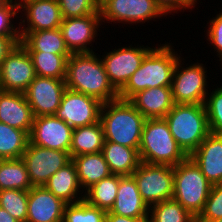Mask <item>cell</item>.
<instances>
[{"instance_id": "6da1fadb", "label": "cell", "mask_w": 222, "mask_h": 222, "mask_svg": "<svg viewBox=\"0 0 222 222\" xmlns=\"http://www.w3.org/2000/svg\"><path fill=\"white\" fill-rule=\"evenodd\" d=\"M95 52L73 53L68 58L65 83L68 89L106 103L119 98L111 85L101 56Z\"/></svg>"}, {"instance_id": "7a4b0ae2", "label": "cell", "mask_w": 222, "mask_h": 222, "mask_svg": "<svg viewBox=\"0 0 222 222\" xmlns=\"http://www.w3.org/2000/svg\"><path fill=\"white\" fill-rule=\"evenodd\" d=\"M166 42L153 47L144 57L140 67L118 92L120 99L129 100L141 90L159 86H171L173 73L180 55Z\"/></svg>"}, {"instance_id": "3957f363", "label": "cell", "mask_w": 222, "mask_h": 222, "mask_svg": "<svg viewBox=\"0 0 222 222\" xmlns=\"http://www.w3.org/2000/svg\"><path fill=\"white\" fill-rule=\"evenodd\" d=\"M145 119L129 100L117 98L103 103L100 121L104 142H115L139 150Z\"/></svg>"}, {"instance_id": "277c9868", "label": "cell", "mask_w": 222, "mask_h": 222, "mask_svg": "<svg viewBox=\"0 0 222 222\" xmlns=\"http://www.w3.org/2000/svg\"><path fill=\"white\" fill-rule=\"evenodd\" d=\"M141 162L176 166L189 156L178 145L165 118L145 119L139 146Z\"/></svg>"}, {"instance_id": "5b68a950", "label": "cell", "mask_w": 222, "mask_h": 222, "mask_svg": "<svg viewBox=\"0 0 222 222\" xmlns=\"http://www.w3.org/2000/svg\"><path fill=\"white\" fill-rule=\"evenodd\" d=\"M164 118L172 136L188 156L210 133L204 104H175Z\"/></svg>"}, {"instance_id": "8992f818", "label": "cell", "mask_w": 222, "mask_h": 222, "mask_svg": "<svg viewBox=\"0 0 222 222\" xmlns=\"http://www.w3.org/2000/svg\"><path fill=\"white\" fill-rule=\"evenodd\" d=\"M173 168L174 193L172 198L197 218L204 209L212 184L190 157Z\"/></svg>"}, {"instance_id": "52a82bcc", "label": "cell", "mask_w": 222, "mask_h": 222, "mask_svg": "<svg viewBox=\"0 0 222 222\" xmlns=\"http://www.w3.org/2000/svg\"><path fill=\"white\" fill-rule=\"evenodd\" d=\"M181 56L178 58L171 82L175 104H204L208 94L207 71L204 64L194 63L186 66ZM189 66V67H188Z\"/></svg>"}, {"instance_id": "ba28073f", "label": "cell", "mask_w": 222, "mask_h": 222, "mask_svg": "<svg viewBox=\"0 0 222 222\" xmlns=\"http://www.w3.org/2000/svg\"><path fill=\"white\" fill-rule=\"evenodd\" d=\"M132 176L137 183L142 199L149 207L173 197V166L141 162Z\"/></svg>"}, {"instance_id": "9c48e42d", "label": "cell", "mask_w": 222, "mask_h": 222, "mask_svg": "<svg viewBox=\"0 0 222 222\" xmlns=\"http://www.w3.org/2000/svg\"><path fill=\"white\" fill-rule=\"evenodd\" d=\"M99 12L102 24L105 21L111 24L112 22L131 23L130 25L144 24L150 20L154 21L155 18L166 16L155 0H100Z\"/></svg>"}, {"instance_id": "30bf717a", "label": "cell", "mask_w": 222, "mask_h": 222, "mask_svg": "<svg viewBox=\"0 0 222 222\" xmlns=\"http://www.w3.org/2000/svg\"><path fill=\"white\" fill-rule=\"evenodd\" d=\"M116 48L104 53L102 62L105 67L108 79L114 89L119 92L133 73L140 67L146 54L152 49L149 46Z\"/></svg>"}, {"instance_id": "8fae6325", "label": "cell", "mask_w": 222, "mask_h": 222, "mask_svg": "<svg viewBox=\"0 0 222 222\" xmlns=\"http://www.w3.org/2000/svg\"><path fill=\"white\" fill-rule=\"evenodd\" d=\"M31 56L18 43L0 65V88L4 91L24 93L36 77Z\"/></svg>"}, {"instance_id": "7c38bea8", "label": "cell", "mask_w": 222, "mask_h": 222, "mask_svg": "<svg viewBox=\"0 0 222 222\" xmlns=\"http://www.w3.org/2000/svg\"><path fill=\"white\" fill-rule=\"evenodd\" d=\"M21 158L32 186H44L53 174L72 160L68 152L43 148L30 142Z\"/></svg>"}, {"instance_id": "4fadbf2b", "label": "cell", "mask_w": 222, "mask_h": 222, "mask_svg": "<svg viewBox=\"0 0 222 222\" xmlns=\"http://www.w3.org/2000/svg\"><path fill=\"white\" fill-rule=\"evenodd\" d=\"M102 102L86 94L66 88L55 116L77 128L100 121Z\"/></svg>"}, {"instance_id": "5bb4252c", "label": "cell", "mask_w": 222, "mask_h": 222, "mask_svg": "<svg viewBox=\"0 0 222 222\" xmlns=\"http://www.w3.org/2000/svg\"><path fill=\"white\" fill-rule=\"evenodd\" d=\"M66 88L65 79L36 76L24 92L34 117L55 115Z\"/></svg>"}, {"instance_id": "9a60e30c", "label": "cell", "mask_w": 222, "mask_h": 222, "mask_svg": "<svg viewBox=\"0 0 222 222\" xmlns=\"http://www.w3.org/2000/svg\"><path fill=\"white\" fill-rule=\"evenodd\" d=\"M72 133L73 128L55 115L34 117L29 142L70 154Z\"/></svg>"}, {"instance_id": "2e32d148", "label": "cell", "mask_w": 222, "mask_h": 222, "mask_svg": "<svg viewBox=\"0 0 222 222\" xmlns=\"http://www.w3.org/2000/svg\"><path fill=\"white\" fill-rule=\"evenodd\" d=\"M101 25L103 24L100 14L63 19L60 29L69 52L71 54L94 52L91 43L98 37L97 30L100 31L98 28Z\"/></svg>"}, {"instance_id": "e0dca14e", "label": "cell", "mask_w": 222, "mask_h": 222, "mask_svg": "<svg viewBox=\"0 0 222 222\" xmlns=\"http://www.w3.org/2000/svg\"><path fill=\"white\" fill-rule=\"evenodd\" d=\"M18 9L24 15H20L19 31L56 29L60 28L63 20L57 0H25L18 5Z\"/></svg>"}, {"instance_id": "ac0fdd59", "label": "cell", "mask_w": 222, "mask_h": 222, "mask_svg": "<svg viewBox=\"0 0 222 222\" xmlns=\"http://www.w3.org/2000/svg\"><path fill=\"white\" fill-rule=\"evenodd\" d=\"M66 204L44 186H33L28 191L26 222H62Z\"/></svg>"}, {"instance_id": "d6986e66", "label": "cell", "mask_w": 222, "mask_h": 222, "mask_svg": "<svg viewBox=\"0 0 222 222\" xmlns=\"http://www.w3.org/2000/svg\"><path fill=\"white\" fill-rule=\"evenodd\" d=\"M189 157L212 185L222 183V134L210 132Z\"/></svg>"}, {"instance_id": "ffe728a7", "label": "cell", "mask_w": 222, "mask_h": 222, "mask_svg": "<svg viewBox=\"0 0 222 222\" xmlns=\"http://www.w3.org/2000/svg\"><path fill=\"white\" fill-rule=\"evenodd\" d=\"M33 121L34 115L24 93L0 90V122L30 135Z\"/></svg>"}, {"instance_id": "44dd1931", "label": "cell", "mask_w": 222, "mask_h": 222, "mask_svg": "<svg viewBox=\"0 0 222 222\" xmlns=\"http://www.w3.org/2000/svg\"><path fill=\"white\" fill-rule=\"evenodd\" d=\"M129 101L146 118H164L175 105L171 86L141 90Z\"/></svg>"}, {"instance_id": "7402d4cb", "label": "cell", "mask_w": 222, "mask_h": 222, "mask_svg": "<svg viewBox=\"0 0 222 222\" xmlns=\"http://www.w3.org/2000/svg\"><path fill=\"white\" fill-rule=\"evenodd\" d=\"M150 207L142 199L137 183L132 175L120 176L115 203L109 213L125 217H145Z\"/></svg>"}, {"instance_id": "603a6c76", "label": "cell", "mask_w": 222, "mask_h": 222, "mask_svg": "<svg viewBox=\"0 0 222 222\" xmlns=\"http://www.w3.org/2000/svg\"><path fill=\"white\" fill-rule=\"evenodd\" d=\"M44 187L67 204L84 200L85 194L82 193L85 192L81 190L77 169L72 160L53 174Z\"/></svg>"}, {"instance_id": "cb8c5ba5", "label": "cell", "mask_w": 222, "mask_h": 222, "mask_svg": "<svg viewBox=\"0 0 222 222\" xmlns=\"http://www.w3.org/2000/svg\"><path fill=\"white\" fill-rule=\"evenodd\" d=\"M102 154L111 174L130 176L141 163L139 150L115 142H104Z\"/></svg>"}, {"instance_id": "d4e9b609", "label": "cell", "mask_w": 222, "mask_h": 222, "mask_svg": "<svg viewBox=\"0 0 222 222\" xmlns=\"http://www.w3.org/2000/svg\"><path fill=\"white\" fill-rule=\"evenodd\" d=\"M20 43L27 51H43L47 53L71 56L67 49L60 28L39 31H19Z\"/></svg>"}, {"instance_id": "484cf974", "label": "cell", "mask_w": 222, "mask_h": 222, "mask_svg": "<svg viewBox=\"0 0 222 222\" xmlns=\"http://www.w3.org/2000/svg\"><path fill=\"white\" fill-rule=\"evenodd\" d=\"M82 190L85 192L101 179L111 175L102 152L77 155L72 158Z\"/></svg>"}, {"instance_id": "4316f807", "label": "cell", "mask_w": 222, "mask_h": 222, "mask_svg": "<svg viewBox=\"0 0 222 222\" xmlns=\"http://www.w3.org/2000/svg\"><path fill=\"white\" fill-rule=\"evenodd\" d=\"M104 141V130L101 121L74 128L70 147L71 159L77 155L101 152Z\"/></svg>"}, {"instance_id": "83f0119b", "label": "cell", "mask_w": 222, "mask_h": 222, "mask_svg": "<svg viewBox=\"0 0 222 222\" xmlns=\"http://www.w3.org/2000/svg\"><path fill=\"white\" fill-rule=\"evenodd\" d=\"M25 162L20 159L0 161V190L29 191L32 188Z\"/></svg>"}, {"instance_id": "f1b7e54d", "label": "cell", "mask_w": 222, "mask_h": 222, "mask_svg": "<svg viewBox=\"0 0 222 222\" xmlns=\"http://www.w3.org/2000/svg\"><path fill=\"white\" fill-rule=\"evenodd\" d=\"M118 185L119 175L111 174L88 188L84 193V200L89 205L108 212L115 203Z\"/></svg>"}, {"instance_id": "f546056e", "label": "cell", "mask_w": 222, "mask_h": 222, "mask_svg": "<svg viewBox=\"0 0 222 222\" xmlns=\"http://www.w3.org/2000/svg\"><path fill=\"white\" fill-rule=\"evenodd\" d=\"M29 135L0 122V159H20L26 151Z\"/></svg>"}, {"instance_id": "4dcf8cb0", "label": "cell", "mask_w": 222, "mask_h": 222, "mask_svg": "<svg viewBox=\"0 0 222 222\" xmlns=\"http://www.w3.org/2000/svg\"><path fill=\"white\" fill-rule=\"evenodd\" d=\"M28 53L37 76L65 79L67 61L70 56L43 51H28Z\"/></svg>"}, {"instance_id": "1f68e13d", "label": "cell", "mask_w": 222, "mask_h": 222, "mask_svg": "<svg viewBox=\"0 0 222 222\" xmlns=\"http://www.w3.org/2000/svg\"><path fill=\"white\" fill-rule=\"evenodd\" d=\"M149 216L150 222H196V218L173 198L151 205Z\"/></svg>"}, {"instance_id": "d6a6232c", "label": "cell", "mask_w": 222, "mask_h": 222, "mask_svg": "<svg viewBox=\"0 0 222 222\" xmlns=\"http://www.w3.org/2000/svg\"><path fill=\"white\" fill-rule=\"evenodd\" d=\"M107 212L85 200L66 204L62 222H105Z\"/></svg>"}, {"instance_id": "836d02e7", "label": "cell", "mask_w": 222, "mask_h": 222, "mask_svg": "<svg viewBox=\"0 0 222 222\" xmlns=\"http://www.w3.org/2000/svg\"><path fill=\"white\" fill-rule=\"evenodd\" d=\"M28 191L8 189L0 190V207L19 222H26Z\"/></svg>"}, {"instance_id": "e575fe53", "label": "cell", "mask_w": 222, "mask_h": 222, "mask_svg": "<svg viewBox=\"0 0 222 222\" xmlns=\"http://www.w3.org/2000/svg\"><path fill=\"white\" fill-rule=\"evenodd\" d=\"M204 105L210 132L222 134V86L208 92Z\"/></svg>"}, {"instance_id": "d590c367", "label": "cell", "mask_w": 222, "mask_h": 222, "mask_svg": "<svg viewBox=\"0 0 222 222\" xmlns=\"http://www.w3.org/2000/svg\"><path fill=\"white\" fill-rule=\"evenodd\" d=\"M63 19L100 14L98 0H57Z\"/></svg>"}, {"instance_id": "8d00e7d4", "label": "cell", "mask_w": 222, "mask_h": 222, "mask_svg": "<svg viewBox=\"0 0 222 222\" xmlns=\"http://www.w3.org/2000/svg\"><path fill=\"white\" fill-rule=\"evenodd\" d=\"M222 218V183L212 185L203 211L196 222H209Z\"/></svg>"}, {"instance_id": "74e56055", "label": "cell", "mask_w": 222, "mask_h": 222, "mask_svg": "<svg viewBox=\"0 0 222 222\" xmlns=\"http://www.w3.org/2000/svg\"><path fill=\"white\" fill-rule=\"evenodd\" d=\"M18 11V5L14 1L0 0V36H20L19 27L12 20L19 15Z\"/></svg>"}, {"instance_id": "f35d334b", "label": "cell", "mask_w": 222, "mask_h": 222, "mask_svg": "<svg viewBox=\"0 0 222 222\" xmlns=\"http://www.w3.org/2000/svg\"><path fill=\"white\" fill-rule=\"evenodd\" d=\"M208 23V29L206 31L207 41H209L219 57V61L222 63V10L213 17ZM222 65V64H221Z\"/></svg>"}, {"instance_id": "ab89813d", "label": "cell", "mask_w": 222, "mask_h": 222, "mask_svg": "<svg viewBox=\"0 0 222 222\" xmlns=\"http://www.w3.org/2000/svg\"><path fill=\"white\" fill-rule=\"evenodd\" d=\"M155 2L166 16L172 12L177 14V11L189 10L198 3L197 0H155Z\"/></svg>"}, {"instance_id": "60d3db41", "label": "cell", "mask_w": 222, "mask_h": 222, "mask_svg": "<svg viewBox=\"0 0 222 222\" xmlns=\"http://www.w3.org/2000/svg\"><path fill=\"white\" fill-rule=\"evenodd\" d=\"M20 40V36H0V65Z\"/></svg>"}, {"instance_id": "b9f144b4", "label": "cell", "mask_w": 222, "mask_h": 222, "mask_svg": "<svg viewBox=\"0 0 222 222\" xmlns=\"http://www.w3.org/2000/svg\"><path fill=\"white\" fill-rule=\"evenodd\" d=\"M105 222H150V216L130 218L107 212Z\"/></svg>"}, {"instance_id": "7bdbcfd3", "label": "cell", "mask_w": 222, "mask_h": 222, "mask_svg": "<svg viewBox=\"0 0 222 222\" xmlns=\"http://www.w3.org/2000/svg\"><path fill=\"white\" fill-rule=\"evenodd\" d=\"M0 222H19L11 216L5 209L0 207Z\"/></svg>"}, {"instance_id": "ee69618b", "label": "cell", "mask_w": 222, "mask_h": 222, "mask_svg": "<svg viewBox=\"0 0 222 222\" xmlns=\"http://www.w3.org/2000/svg\"><path fill=\"white\" fill-rule=\"evenodd\" d=\"M11 1H14L17 5H19L20 3H22L25 0H11Z\"/></svg>"}, {"instance_id": "f6af8a7d", "label": "cell", "mask_w": 222, "mask_h": 222, "mask_svg": "<svg viewBox=\"0 0 222 222\" xmlns=\"http://www.w3.org/2000/svg\"><path fill=\"white\" fill-rule=\"evenodd\" d=\"M209 222H222V218H221V219L214 220V221H209Z\"/></svg>"}]
</instances>
